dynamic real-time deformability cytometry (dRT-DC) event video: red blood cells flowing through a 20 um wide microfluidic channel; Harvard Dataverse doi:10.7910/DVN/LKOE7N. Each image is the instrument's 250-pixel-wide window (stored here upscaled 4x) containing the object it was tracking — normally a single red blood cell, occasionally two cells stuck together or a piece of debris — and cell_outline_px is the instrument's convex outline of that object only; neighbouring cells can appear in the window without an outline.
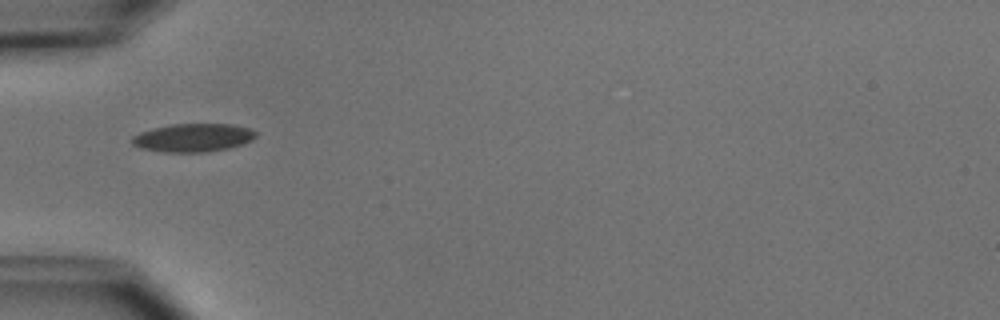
{"species": "common noctule bat (a hibernating species)", "species_latin": "Nyctalus noctula", "temperature_condition": "cold", "stored_images_in_passage": 4, "camera_frame_rate_fps": 3000, "um_per_image_px": 0.085, "animal": {"sex": "male", "body_mass_g": 15.6}, "frame": {"image": 1, "passage_image": 3, "time_ms": 2.333, "image_size_px": [1000, 320], "cell_outline_px": [[256, 136], [252, 140], [228, 148], [208, 152], [164, 152], [140, 148], [132, 144], [132, 136], [140, 132], [152, 128], [172, 124], [232, 124], [252, 128], [256, 132]], "centroid_in_image_um": [16.41, 11.7], "position_along_channel_um": 68.6, "area_um2": 20.46}}